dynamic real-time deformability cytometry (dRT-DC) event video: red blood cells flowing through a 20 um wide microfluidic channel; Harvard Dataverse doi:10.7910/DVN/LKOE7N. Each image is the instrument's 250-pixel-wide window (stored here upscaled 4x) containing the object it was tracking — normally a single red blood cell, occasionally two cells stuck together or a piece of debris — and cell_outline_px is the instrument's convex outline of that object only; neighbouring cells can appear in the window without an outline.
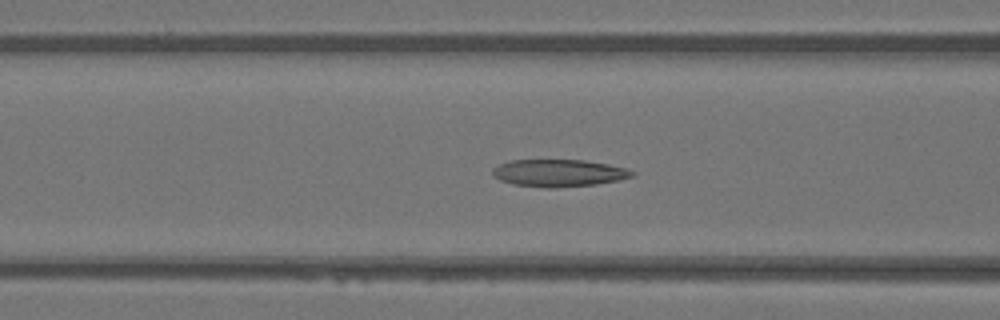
{"species": "Egyptian fruit bat (a non-hibernating species)", "species_latin": "Rousettus aegyptiacus", "temperature_condition": "warm", "stored_images_in_passage": 49, "camera_frame_rate_fps": 3000, "um_per_image_px": 0.085, "animal": {"sex": "female"}, "frame": {"image": 1, "passage_image": 20, "time_ms": 6.333, "image_size_px": [1000, 320], "cell_outline_px": [[636, 172], [632, 176], [620, 180], [596, 184], [556, 188], [548, 188], [512, 184], [500, 180], [492, 176], [492, 168], [508, 160], [584, 160], [608, 164], [628, 168]], "centroid_in_image_um": [47.49, 14.7], "position_along_channel_um": 119.1, "area_um2": 22.37}}
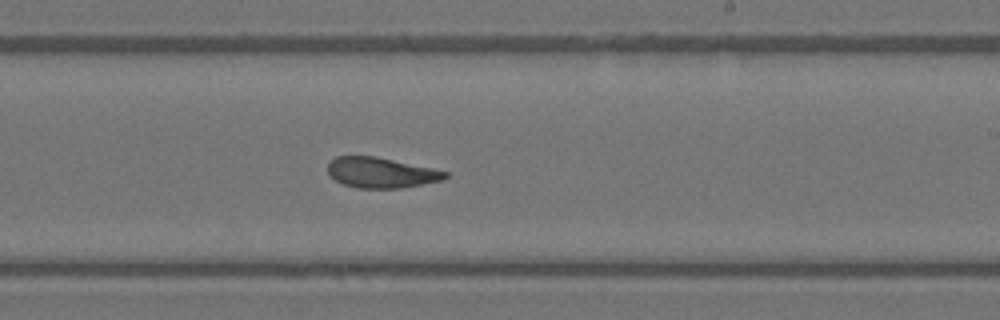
{"frame": {"image": 2, "passage_image": 30, "time_ms": 9.667, "image_size_px": [1000, 320], "cell_outline_px": [[448, 176], [444, 180], [400, 188], [356, 188], [344, 184], [336, 180], [328, 172], [328, 164], [336, 156], [376, 156], [432, 168], [448, 172]], "centroid_in_image_um": [32.41, 14.67], "position_along_channel_um": 256.6, "area_um2": 20.69}}
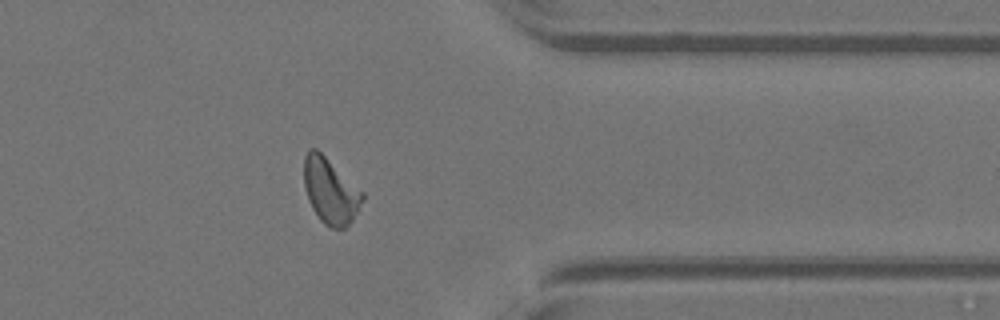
{"frame": {"image": 3, "passage_image": 40, "time_ms": 13.0, "image_size_px": [1000, 320], "cell_outline_px": [[364, 200], [352, 220], [344, 228], [332, 228], [324, 224], [320, 220], [312, 208], [308, 200], [304, 184], [304, 156], [312, 148], [316, 148], [364, 192]], "centroid_in_image_um": [28.09, 16.24], "position_along_channel_um": 383.3, "area_um2": 22.2}, "authors_computed_cell_mechanics": {"area_um2": 22.1952, "velocity_mm_per_s": 4.1294, "shape_relaxation_time_tau1_ms": 6.5719, "shape_relaxation_time_tau2_ms": 1.7491, "deformation_change_tau1": 0.185, "deformation_change_tau2": 0.0855}}